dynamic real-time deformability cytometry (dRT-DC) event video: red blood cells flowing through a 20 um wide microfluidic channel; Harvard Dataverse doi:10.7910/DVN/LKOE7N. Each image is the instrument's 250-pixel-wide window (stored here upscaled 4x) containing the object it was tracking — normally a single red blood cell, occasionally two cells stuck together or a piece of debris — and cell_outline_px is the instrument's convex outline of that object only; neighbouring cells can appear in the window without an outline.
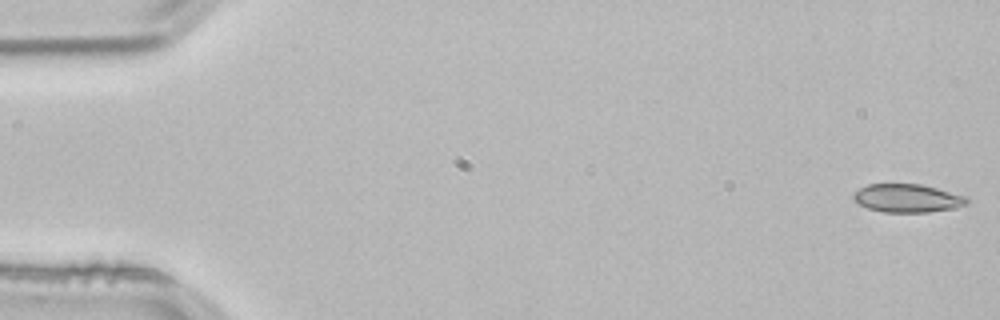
{"species": "common noctule bat (a hibernating species)", "species_latin": "Nyctalus noctula", "temperature_condition": "room temperature", "stored_images_in_passage": 53, "camera_frame_rate_fps": 3000, "um_per_image_px": 0.085, "animal": {"sex": "male", "body_mass_g": 21.5, "forearm_length_mm": 52.0}, "frame": {"image": 1, "passage_image": 1, "time_ms": 0.0, "image_size_px": [1000, 320], "cell_outline_px": [[968, 204], [956, 208], [928, 212], [884, 212], [868, 208], [852, 200], [852, 196], [860, 188], [868, 184], [920, 184], [968, 196]], "centroid_in_image_um": [77.16, 16.85], "position_along_channel_um": 7.8, "area_um2": 18.73}}
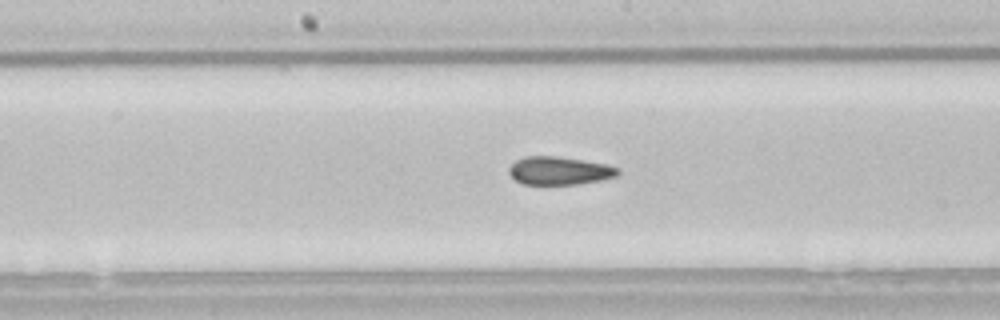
{"frame": {"image": 2, "passage_image": 27, "time_ms": 8.667, "image_size_px": [1000, 320], "cell_outline_px": [[620, 172], [616, 176], [600, 180], [576, 184], [524, 184], [516, 180], [508, 172], [508, 168], [516, 160], [524, 156], [556, 156], [584, 160], [608, 164], [616, 168]], "centroid_in_image_um": [47.53, 14.5], "position_along_channel_um": 200.7, "area_um2": 17.74}}
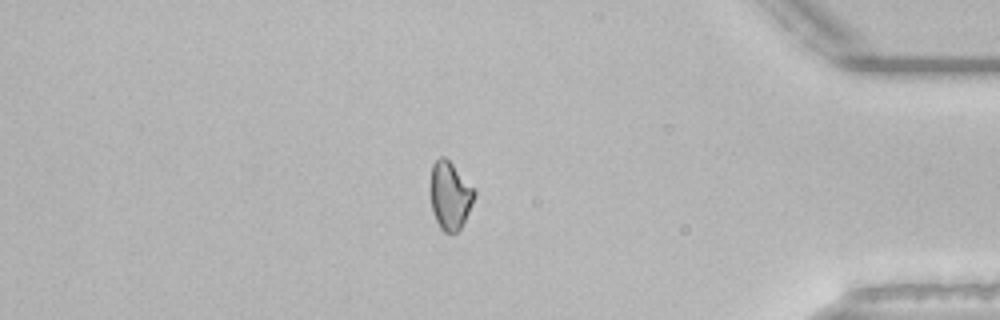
{"frame": {"image": 3, "passage_image": 45, "time_ms": 14.667, "image_size_px": [1000, 320], "cell_outline_px": [[476, 196], [460, 228], [452, 236], [444, 232], [440, 228], [432, 212], [428, 188], [432, 164], [440, 156], [444, 156], [476, 188]], "centroid_in_image_um": [38.22, 16.61], "position_along_channel_um": 397.0, "area_um2": 17.98}, "authors_computed_cell_mechanics": {"area_um2": 18.3804, "velocity_mm_per_s": 3.85, "shape_relaxation_time_tau1_ms": null, "shape_relaxation_time_tau2_ms": 2.5731, "deformation_change_tau1": null, "deformation_change_tau2": 0.0607}}